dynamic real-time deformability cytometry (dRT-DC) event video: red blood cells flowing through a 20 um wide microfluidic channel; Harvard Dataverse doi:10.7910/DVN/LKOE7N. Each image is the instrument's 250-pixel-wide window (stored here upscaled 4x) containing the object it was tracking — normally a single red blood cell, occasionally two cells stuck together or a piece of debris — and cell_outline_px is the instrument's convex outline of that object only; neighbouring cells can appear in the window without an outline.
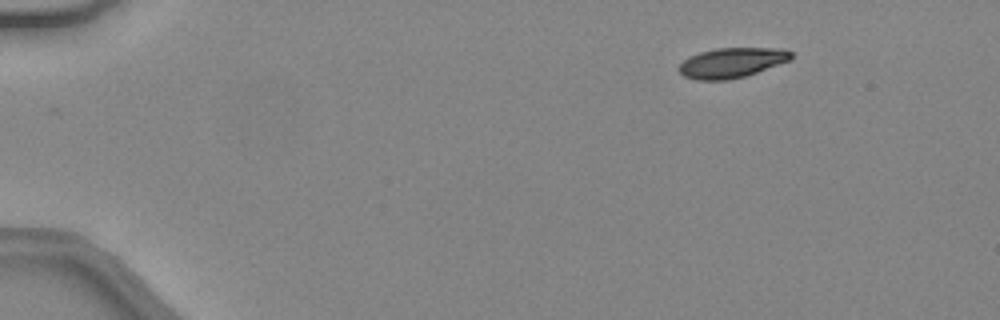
{"species": "common noctule bat (a hibernating species)", "species_latin": "Nyctalus noctula", "temperature_condition": "warm", "stored_images_in_passage": 42, "camera_frame_rate_fps": 3000, "um_per_image_px": 0.085, "animal": {"sex": "female", "body_mass_g": 24.6, "forearm_length_mm": 56.2}, "frame": {"image": 1, "passage_image": 1, "time_ms": 0.0, "image_size_px": [1000, 320], "cell_outline_px": [[792, 60], [744, 76], [728, 80], [696, 80], [684, 76], [680, 72], [680, 64], [684, 60], [700, 52], [716, 48], [784, 48], [792, 52]], "centroid_in_image_um": [62.24, 5.32], "position_along_channel_um": 22.8, "area_um2": 19.48}}
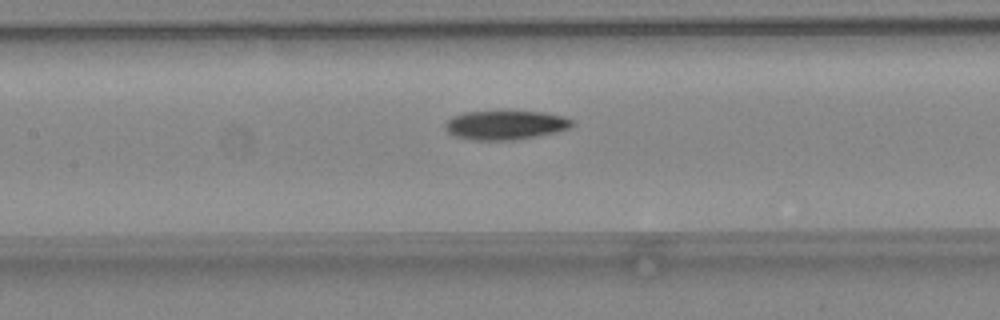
{"frame": {"image": 2, "passage_image": 18, "time_ms": 5.667, "image_size_px": [1000, 320], "cell_outline_px": [[572, 124], [568, 128], [556, 132], [516, 140], [472, 140], [452, 136], [448, 132], [448, 120], [452, 116], [464, 112], [544, 112], [564, 116], [572, 120]], "centroid_in_image_um": [42.96, 10.64], "position_along_channel_um": 164.4, "area_um2": 21.21}}
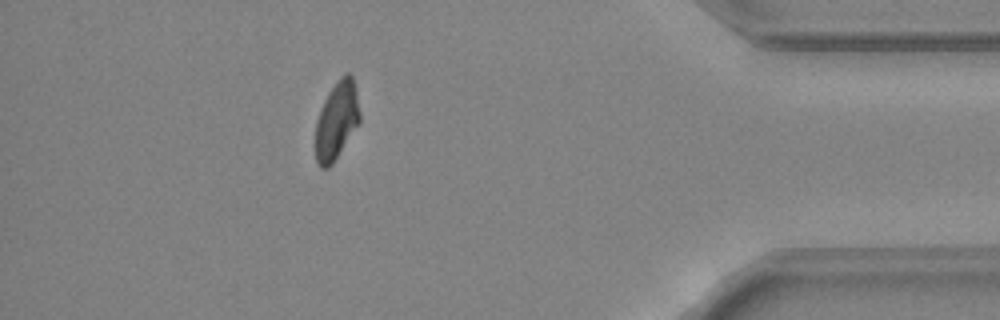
{"frame": {"image": 3, "passage_image": 37, "time_ms": 12.0, "image_size_px": [1000, 320], "cell_outline_px": [[360, 120], [332, 164], [328, 168], [320, 168], [316, 164], [316, 120], [320, 108], [328, 92], [340, 76], [344, 72], [348, 72], [352, 76], [356, 92], [360, 112]], "centroid_in_image_um": [28.59, 10.22], "position_along_channel_um": 406.6, "area_um2": 19.94}, "authors_computed_cell_mechanics": {"area_um2": 21.2415, "velocity_mm_per_s": 4.4409, "shape_relaxation_time_tau1_ms": 9.5183, "shape_relaxation_time_tau2_ms": null, "deformation_change_tau1": 0.2752, "deformation_change_tau2": null}}